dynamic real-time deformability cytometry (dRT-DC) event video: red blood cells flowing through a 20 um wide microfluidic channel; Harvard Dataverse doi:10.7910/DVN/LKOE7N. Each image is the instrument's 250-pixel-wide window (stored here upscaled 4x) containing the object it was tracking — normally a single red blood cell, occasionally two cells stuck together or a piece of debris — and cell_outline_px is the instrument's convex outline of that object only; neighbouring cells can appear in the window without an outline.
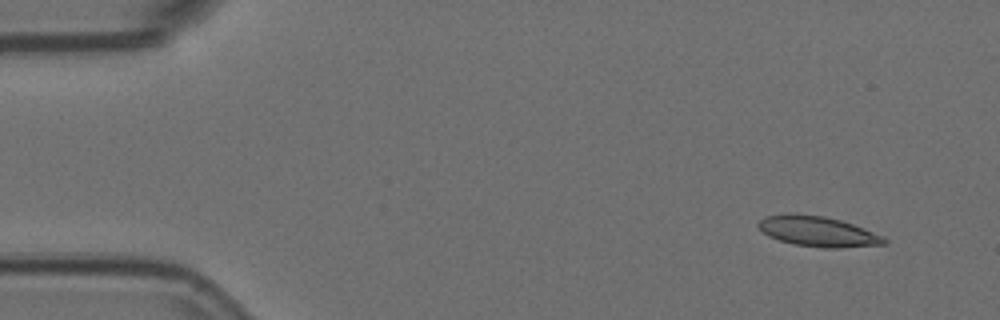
{"species": "Egyptian fruit bat (a non-hibernating species)", "species_latin": "Rousettus aegyptiacus", "temperature_condition": "room temperature", "stored_images_in_passage": 6, "camera_frame_rate_fps": 3000, "um_per_image_px": 0.085, "animal": {"sex": "female"}, "frame": {"image": 1, "passage_image": 2, "time_ms": 0.333, "image_size_px": [1000, 320], "cell_outline_px": [[888, 244], [840, 248], [824, 248], [792, 244], [768, 236], [756, 224], [764, 216], [824, 216], [840, 220], [852, 224], [884, 236], [888, 240]], "centroid_in_image_um": [69.6, 19.72], "position_along_channel_um": 15.4, "area_um2": 21.56}}
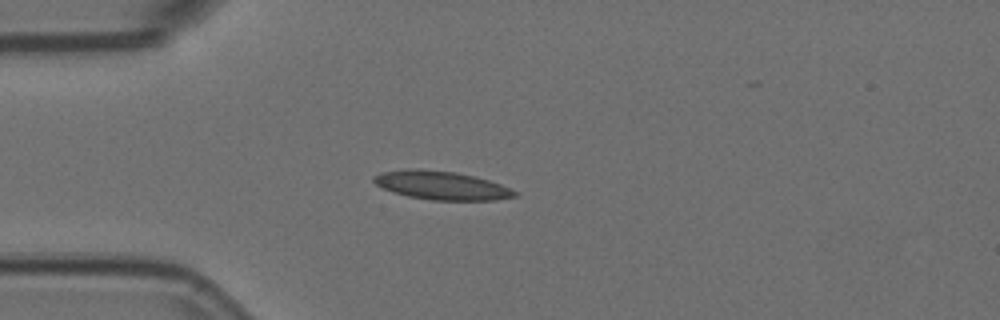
{"frame": {"image": 2, "passage_image": 5, "time_ms": 1.333, "image_size_px": [1000, 320], "cell_outline_px": [[520, 192], [516, 196], [496, 200], [432, 200], [408, 196], [392, 192], [376, 184], [372, 180], [372, 176], [380, 172], [408, 168], [416, 168], [456, 172], [476, 176], [500, 184]], "centroid_in_image_um": [37.52, 15.75], "position_along_channel_um": 47.5, "area_um2": 23.64}}